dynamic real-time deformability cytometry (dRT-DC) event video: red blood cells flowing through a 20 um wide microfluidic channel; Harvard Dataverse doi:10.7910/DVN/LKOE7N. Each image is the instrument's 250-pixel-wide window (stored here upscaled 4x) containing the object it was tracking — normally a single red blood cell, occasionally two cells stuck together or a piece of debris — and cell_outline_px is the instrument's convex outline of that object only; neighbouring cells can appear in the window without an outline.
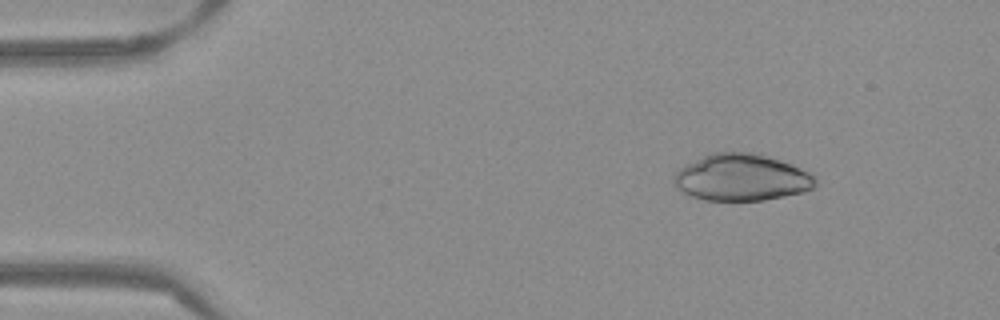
{"species": "Egyptian fruit bat (a non-hibernating species)", "species_latin": "Rousettus aegyptiacus", "temperature_condition": "warm", "stored_images_in_passage": 52, "camera_frame_rate_fps": 3000, "um_per_image_px": 0.085, "frame": {"image": 1, "passage_image": 7, "time_ms": 2.0, "image_size_px": [1000, 320], "cell_outline_px": [[816, 184], [812, 188], [804, 192], [764, 200], [704, 200], [692, 196], [676, 188], [676, 172], [680, 168], [712, 152], [752, 152], [788, 164], [808, 172], [816, 180]], "centroid_in_image_um": [63.02, 15.1], "position_along_channel_um": 22.0, "area_um2": 37.69}}
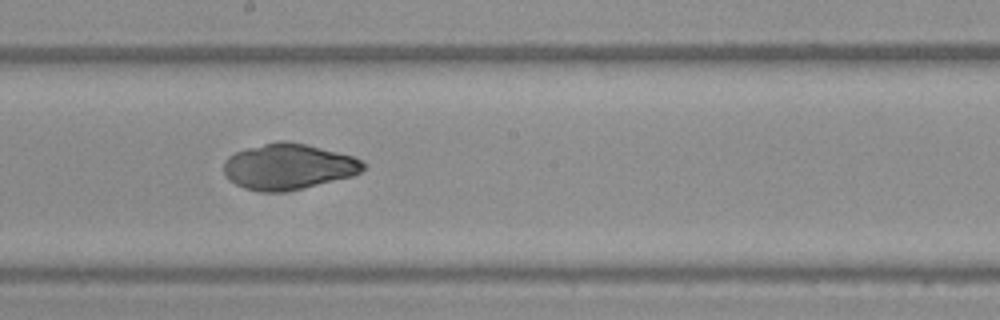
{"frame": {"image": 2, "passage_image": 29, "time_ms": 9.333, "image_size_px": [1000, 320], "cell_outline_px": [[368, 164], [360, 172], [352, 176], [284, 192], [260, 192], [244, 188], [228, 180], [224, 176], [224, 160], [228, 156], [244, 148], [276, 140], [288, 140], [308, 144], [352, 156]], "centroid_in_image_um": [24.47, 14.14], "position_along_channel_um": 223.7, "area_um2": 37.57}}
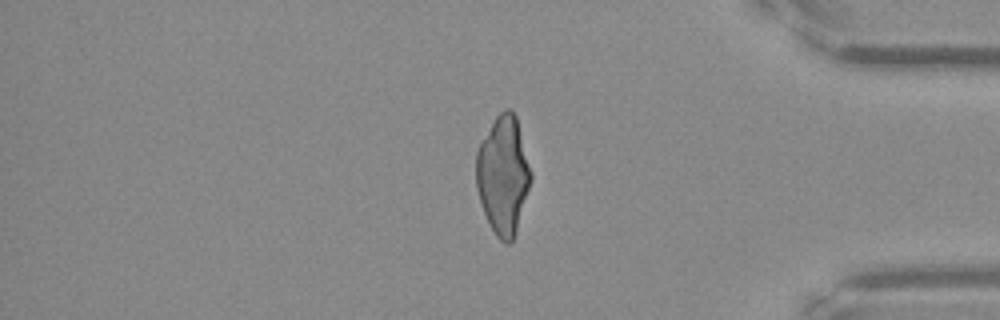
{"frame": {"image": 3, "passage_image": 44, "time_ms": 14.333, "image_size_px": [1000, 320], "cell_outline_px": [[532, 176], [516, 232], [512, 240], [508, 244], [504, 244], [496, 236], [484, 212], [476, 188], [476, 152], [480, 144], [496, 116], [504, 108], [508, 108], [516, 116], [532, 172]], "centroid_in_image_um": [42.77, 14.88], "position_along_channel_um": 392.4, "area_um2": 37.28}}